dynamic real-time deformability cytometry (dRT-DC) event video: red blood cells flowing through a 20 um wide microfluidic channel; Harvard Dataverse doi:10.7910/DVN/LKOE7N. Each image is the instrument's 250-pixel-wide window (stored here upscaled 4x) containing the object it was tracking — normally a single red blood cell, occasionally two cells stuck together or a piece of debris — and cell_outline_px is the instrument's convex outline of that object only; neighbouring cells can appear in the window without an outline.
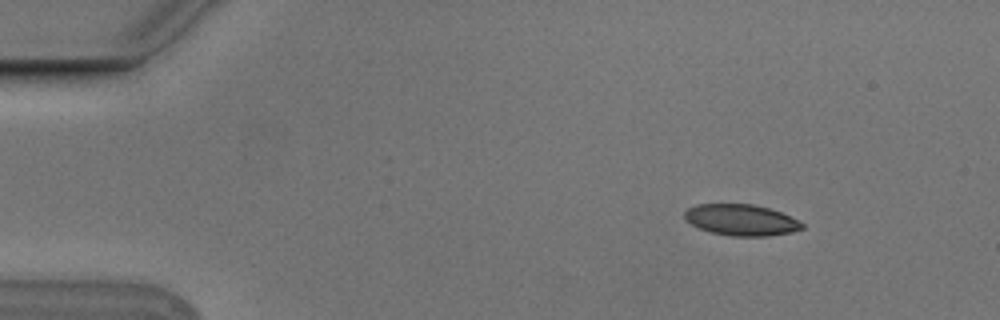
{"species": "Egyptian fruit bat (a non-hibernating species)", "species_latin": "Rousettus aegyptiacus", "temperature_condition": "cold", "stored_images_in_passage": 6, "camera_frame_rate_fps": 3000, "um_per_image_px": 0.085, "animal": {"sex": "male"}, "frame": {"image": 1, "passage_image": 2, "time_ms": 0.333, "image_size_px": [1000, 320], "cell_outline_px": [[804, 228], [792, 232], [768, 236], [732, 236], [712, 232], [700, 228], [684, 220], [684, 212], [688, 208], [696, 204], [752, 204], [768, 208], [780, 212], [804, 224]], "centroid_in_image_um": [62.97, 18.69], "position_along_channel_um": 22.0, "area_um2": 21.21}}
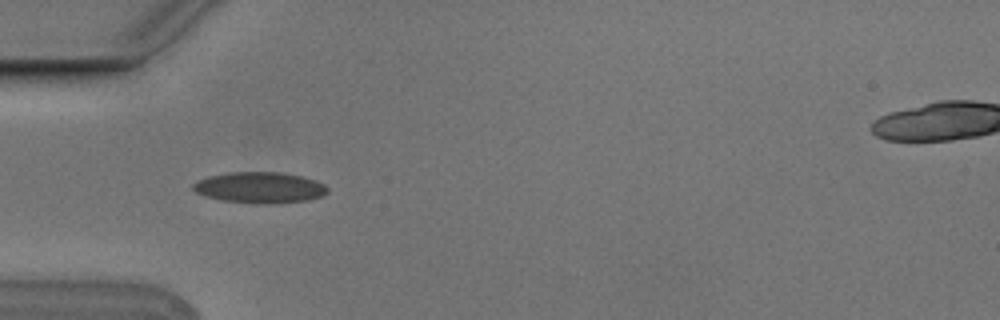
{"frame": {"image": 2, "passage_image": 5, "time_ms": 1.333, "image_size_px": [1000, 320], "cell_outline_px": [[328, 192], [324, 196], [308, 200], [272, 204], [256, 204], [220, 200], [204, 196], [196, 192], [192, 188], [192, 184], [196, 180], [208, 176], [228, 172], [280, 172], [300, 176], [316, 180], [324, 184], [328, 188]], "centroid_in_image_um": [22.07, 15.95], "position_along_channel_um": 62.9, "area_um2": 24.68}}